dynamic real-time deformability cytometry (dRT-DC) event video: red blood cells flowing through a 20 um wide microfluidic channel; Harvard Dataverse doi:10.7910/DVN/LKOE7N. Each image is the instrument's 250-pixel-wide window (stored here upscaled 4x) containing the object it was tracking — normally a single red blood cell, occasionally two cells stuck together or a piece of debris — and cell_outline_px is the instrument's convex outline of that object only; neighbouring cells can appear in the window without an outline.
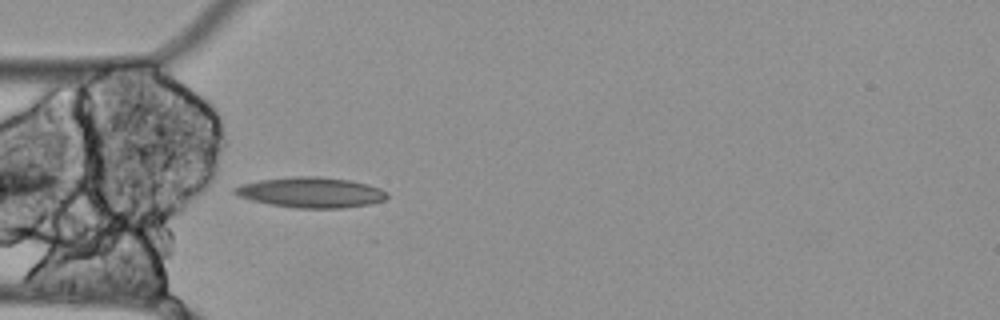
{"species": "Egyptian fruit bat (a non-hibernating species)", "species_latin": "Rousettus aegyptiacus", "temperature_condition": "cold", "stored_images_in_passage": 3, "camera_frame_rate_fps": 3000, "um_per_image_px": 0.085, "animal": {"sex": "female"}, "frame": {"image": 1, "passage_image": 1, "time_ms": 0.0, "image_size_px": [1000, 320], "cell_outline_px": [[388, 196], [384, 200], [368, 204], [340, 208], [296, 208], [272, 204], [252, 200], [240, 196], [232, 192], [232, 188], [244, 184], [260, 180], [292, 176], [320, 176], [348, 180], [368, 184], [380, 188], [388, 192]], "centroid_in_image_um": [26.45, 16.35], "position_along_channel_um": 58.5, "area_um2": 26.82}}